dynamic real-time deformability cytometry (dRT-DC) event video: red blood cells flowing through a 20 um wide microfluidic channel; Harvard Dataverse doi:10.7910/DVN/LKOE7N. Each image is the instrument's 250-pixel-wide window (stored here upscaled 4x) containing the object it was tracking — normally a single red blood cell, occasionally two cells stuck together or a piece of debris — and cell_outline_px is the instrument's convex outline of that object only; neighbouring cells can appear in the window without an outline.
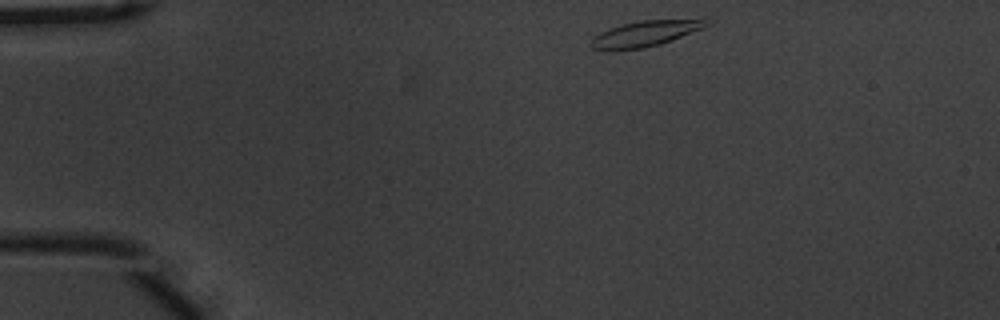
{"species": "common noctule bat (a hibernating species)", "species_latin": "Nyctalus noctula", "temperature_condition": "warm", "stored_images_in_passage": 46, "camera_frame_rate_fps": 3000, "um_per_image_px": 0.085, "animal": {"sex": "male", "body_mass_g": 20.1, "forearm_length_mm": 53.5}, "frame": {"image": 1, "passage_image": 1, "time_ms": 0.0, "image_size_px": [1000, 320], "cell_outline_px": [[716, 20], [712, 24], [704, 28], [672, 40], [660, 44], [644, 48], [592, 48], [588, 44], [592, 36], [600, 32], [620, 24], [640, 20], [704, 16]], "centroid_in_image_um": [55.09, 2.75], "position_along_channel_um": 29.9, "area_um2": 18.09}}
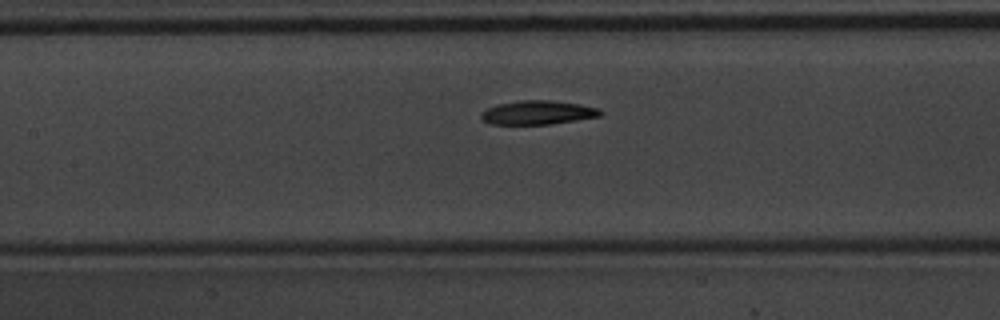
{"frame": {"image": 2, "passage_image": 17, "time_ms": 5.333, "image_size_px": [1000, 320], "cell_outline_px": [[604, 116], [548, 124], [492, 124], [480, 120], [480, 112], [496, 104], [520, 100], [552, 100], [580, 104], [600, 108], [604, 112]], "centroid_in_image_um": [45.73, 9.56], "position_along_channel_um": 161.7, "area_um2": 16.88}}
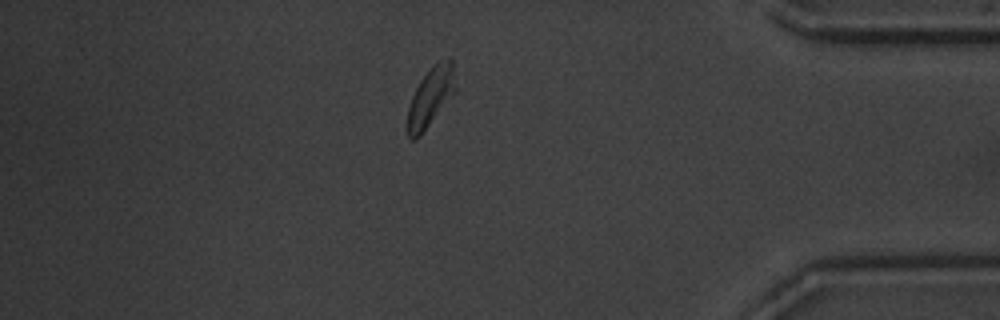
{"frame": {"image": 3, "passage_image": 39, "time_ms": 12.667, "image_size_px": [1000, 320], "cell_outline_px": [[456, 92], [420, 136], [416, 140], [412, 140], [408, 136], [408, 108], [412, 96], [420, 80], [432, 64], [436, 60], [452, 60], [456, 88]], "centroid_in_image_um": [36.61, 8.23], "position_along_channel_um": 398.6, "area_um2": 16.53}, "authors_computed_cell_mechanics": {"area_um2": 16.7909, "velocity_mm_per_s": 3.6571, "shape_relaxation_time_tau1_ms": 2.9992, "shape_relaxation_time_tau2_ms": 4.4833, "deformation_change_tau1": 0.1503, "deformation_change_tau2": 0.1088}}